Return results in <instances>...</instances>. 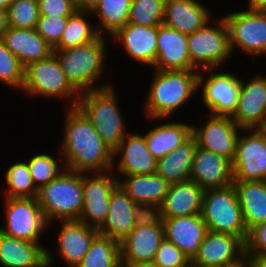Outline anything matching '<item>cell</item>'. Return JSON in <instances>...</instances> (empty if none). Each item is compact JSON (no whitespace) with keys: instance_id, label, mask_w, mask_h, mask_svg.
<instances>
[{"instance_id":"cell-1","label":"cell","mask_w":266,"mask_h":267,"mask_svg":"<svg viewBox=\"0 0 266 267\" xmlns=\"http://www.w3.org/2000/svg\"><path fill=\"white\" fill-rule=\"evenodd\" d=\"M64 168L79 173L113 170V151L78 107H68L64 120Z\"/></svg>"},{"instance_id":"cell-2","label":"cell","mask_w":266,"mask_h":267,"mask_svg":"<svg viewBox=\"0 0 266 267\" xmlns=\"http://www.w3.org/2000/svg\"><path fill=\"white\" fill-rule=\"evenodd\" d=\"M198 71V72H196ZM199 70H154V77L145 101L148 119L161 121L175 113L198 91Z\"/></svg>"},{"instance_id":"cell-3","label":"cell","mask_w":266,"mask_h":267,"mask_svg":"<svg viewBox=\"0 0 266 267\" xmlns=\"http://www.w3.org/2000/svg\"><path fill=\"white\" fill-rule=\"evenodd\" d=\"M106 45L105 36L99 35L95 40L81 46L53 49L68 81L80 94L110 86L95 84L105 66Z\"/></svg>"},{"instance_id":"cell-4","label":"cell","mask_w":266,"mask_h":267,"mask_svg":"<svg viewBox=\"0 0 266 267\" xmlns=\"http://www.w3.org/2000/svg\"><path fill=\"white\" fill-rule=\"evenodd\" d=\"M38 190L37 200L46 221L79 220L83 208V173L66 168Z\"/></svg>"},{"instance_id":"cell-5","label":"cell","mask_w":266,"mask_h":267,"mask_svg":"<svg viewBox=\"0 0 266 267\" xmlns=\"http://www.w3.org/2000/svg\"><path fill=\"white\" fill-rule=\"evenodd\" d=\"M115 93L112 86L87 91L80 94L77 104L112 151L129 134Z\"/></svg>"},{"instance_id":"cell-6","label":"cell","mask_w":266,"mask_h":267,"mask_svg":"<svg viewBox=\"0 0 266 267\" xmlns=\"http://www.w3.org/2000/svg\"><path fill=\"white\" fill-rule=\"evenodd\" d=\"M201 216L207 230L234 235L245 243L248 230L234 184L205 190Z\"/></svg>"},{"instance_id":"cell-7","label":"cell","mask_w":266,"mask_h":267,"mask_svg":"<svg viewBox=\"0 0 266 267\" xmlns=\"http://www.w3.org/2000/svg\"><path fill=\"white\" fill-rule=\"evenodd\" d=\"M23 91L29 96L64 98L68 107H77L80 93L70 84L57 56L52 53L46 59L31 63L25 68ZM78 94V95H77ZM72 98V99H71ZM75 98V99H74Z\"/></svg>"},{"instance_id":"cell-8","label":"cell","mask_w":266,"mask_h":267,"mask_svg":"<svg viewBox=\"0 0 266 267\" xmlns=\"http://www.w3.org/2000/svg\"><path fill=\"white\" fill-rule=\"evenodd\" d=\"M210 23L211 20L188 35L190 62L198 70L202 67L215 70L232 54L229 29L224 17L216 19L215 26Z\"/></svg>"},{"instance_id":"cell-9","label":"cell","mask_w":266,"mask_h":267,"mask_svg":"<svg viewBox=\"0 0 266 267\" xmlns=\"http://www.w3.org/2000/svg\"><path fill=\"white\" fill-rule=\"evenodd\" d=\"M5 228L0 231L17 239L39 243L40 234L48 229L37 197L5 198Z\"/></svg>"},{"instance_id":"cell-10","label":"cell","mask_w":266,"mask_h":267,"mask_svg":"<svg viewBox=\"0 0 266 267\" xmlns=\"http://www.w3.org/2000/svg\"><path fill=\"white\" fill-rule=\"evenodd\" d=\"M204 71L209 74L206 80L200 71L198 76V89L203 88L202 102L211 115L231 117L238 105L241 79L228 72L214 73L213 69Z\"/></svg>"},{"instance_id":"cell-11","label":"cell","mask_w":266,"mask_h":267,"mask_svg":"<svg viewBox=\"0 0 266 267\" xmlns=\"http://www.w3.org/2000/svg\"><path fill=\"white\" fill-rule=\"evenodd\" d=\"M239 135L232 162L233 181L266 180V135L261 128L243 129Z\"/></svg>"},{"instance_id":"cell-12","label":"cell","mask_w":266,"mask_h":267,"mask_svg":"<svg viewBox=\"0 0 266 267\" xmlns=\"http://www.w3.org/2000/svg\"><path fill=\"white\" fill-rule=\"evenodd\" d=\"M223 17L229 29L231 52L237 46L254 56L266 54V11L247 9Z\"/></svg>"},{"instance_id":"cell-13","label":"cell","mask_w":266,"mask_h":267,"mask_svg":"<svg viewBox=\"0 0 266 267\" xmlns=\"http://www.w3.org/2000/svg\"><path fill=\"white\" fill-rule=\"evenodd\" d=\"M112 173L116 172H94L93 177L83 173V208L79 221L97 230L107 218L111 193L118 184V176Z\"/></svg>"},{"instance_id":"cell-14","label":"cell","mask_w":266,"mask_h":267,"mask_svg":"<svg viewBox=\"0 0 266 267\" xmlns=\"http://www.w3.org/2000/svg\"><path fill=\"white\" fill-rule=\"evenodd\" d=\"M242 130L230 116L211 115L200 128L192 126V135L197 146L219 154L232 163L236 155L238 132Z\"/></svg>"},{"instance_id":"cell-15","label":"cell","mask_w":266,"mask_h":267,"mask_svg":"<svg viewBox=\"0 0 266 267\" xmlns=\"http://www.w3.org/2000/svg\"><path fill=\"white\" fill-rule=\"evenodd\" d=\"M245 257V243L231 234L207 231L191 265L198 267H226Z\"/></svg>"},{"instance_id":"cell-16","label":"cell","mask_w":266,"mask_h":267,"mask_svg":"<svg viewBox=\"0 0 266 267\" xmlns=\"http://www.w3.org/2000/svg\"><path fill=\"white\" fill-rule=\"evenodd\" d=\"M243 83L237 108L231 116L241 129L262 128L266 125V76H258Z\"/></svg>"},{"instance_id":"cell-17","label":"cell","mask_w":266,"mask_h":267,"mask_svg":"<svg viewBox=\"0 0 266 267\" xmlns=\"http://www.w3.org/2000/svg\"><path fill=\"white\" fill-rule=\"evenodd\" d=\"M165 239L163 221L160 224L135 227L120 243L122 267L153 262L161 242Z\"/></svg>"},{"instance_id":"cell-18","label":"cell","mask_w":266,"mask_h":267,"mask_svg":"<svg viewBox=\"0 0 266 267\" xmlns=\"http://www.w3.org/2000/svg\"><path fill=\"white\" fill-rule=\"evenodd\" d=\"M55 259L50 250L0 231V265L3 267H51Z\"/></svg>"},{"instance_id":"cell-19","label":"cell","mask_w":266,"mask_h":267,"mask_svg":"<svg viewBox=\"0 0 266 267\" xmlns=\"http://www.w3.org/2000/svg\"><path fill=\"white\" fill-rule=\"evenodd\" d=\"M120 160L112 169L118 176L130 174H152L157 171V159L148 150L144 135L129 133L113 151V161ZM116 165V166H115ZM116 168V169H115Z\"/></svg>"},{"instance_id":"cell-20","label":"cell","mask_w":266,"mask_h":267,"mask_svg":"<svg viewBox=\"0 0 266 267\" xmlns=\"http://www.w3.org/2000/svg\"><path fill=\"white\" fill-rule=\"evenodd\" d=\"M190 180L204 190L228 187L234 182L232 163L219 154L197 146Z\"/></svg>"},{"instance_id":"cell-21","label":"cell","mask_w":266,"mask_h":267,"mask_svg":"<svg viewBox=\"0 0 266 267\" xmlns=\"http://www.w3.org/2000/svg\"><path fill=\"white\" fill-rule=\"evenodd\" d=\"M154 70L173 71L195 69L190 62L188 35L163 23L158 26L157 58Z\"/></svg>"},{"instance_id":"cell-22","label":"cell","mask_w":266,"mask_h":267,"mask_svg":"<svg viewBox=\"0 0 266 267\" xmlns=\"http://www.w3.org/2000/svg\"><path fill=\"white\" fill-rule=\"evenodd\" d=\"M113 39L124 46L125 53L141 65L154 66L157 58L158 26L127 23Z\"/></svg>"},{"instance_id":"cell-23","label":"cell","mask_w":266,"mask_h":267,"mask_svg":"<svg viewBox=\"0 0 266 267\" xmlns=\"http://www.w3.org/2000/svg\"><path fill=\"white\" fill-rule=\"evenodd\" d=\"M162 219L165 239L176 245L192 261L208 231L201 214Z\"/></svg>"},{"instance_id":"cell-24","label":"cell","mask_w":266,"mask_h":267,"mask_svg":"<svg viewBox=\"0 0 266 267\" xmlns=\"http://www.w3.org/2000/svg\"><path fill=\"white\" fill-rule=\"evenodd\" d=\"M58 255L69 267H77L90 249L98 230L79 220H61Z\"/></svg>"},{"instance_id":"cell-25","label":"cell","mask_w":266,"mask_h":267,"mask_svg":"<svg viewBox=\"0 0 266 267\" xmlns=\"http://www.w3.org/2000/svg\"><path fill=\"white\" fill-rule=\"evenodd\" d=\"M136 203L118 183L111 193L109 212L99 234L108 236L119 243L135 228L134 207Z\"/></svg>"},{"instance_id":"cell-26","label":"cell","mask_w":266,"mask_h":267,"mask_svg":"<svg viewBox=\"0 0 266 267\" xmlns=\"http://www.w3.org/2000/svg\"><path fill=\"white\" fill-rule=\"evenodd\" d=\"M205 190L195 181L171 183L160 206L162 218L201 214Z\"/></svg>"},{"instance_id":"cell-27","label":"cell","mask_w":266,"mask_h":267,"mask_svg":"<svg viewBox=\"0 0 266 267\" xmlns=\"http://www.w3.org/2000/svg\"><path fill=\"white\" fill-rule=\"evenodd\" d=\"M211 14L198 0H165L163 24L190 35L210 21Z\"/></svg>"},{"instance_id":"cell-28","label":"cell","mask_w":266,"mask_h":267,"mask_svg":"<svg viewBox=\"0 0 266 267\" xmlns=\"http://www.w3.org/2000/svg\"><path fill=\"white\" fill-rule=\"evenodd\" d=\"M1 38L25 68L33 62L46 59L53 53V48L35 28L8 27Z\"/></svg>"},{"instance_id":"cell-29","label":"cell","mask_w":266,"mask_h":267,"mask_svg":"<svg viewBox=\"0 0 266 267\" xmlns=\"http://www.w3.org/2000/svg\"><path fill=\"white\" fill-rule=\"evenodd\" d=\"M123 176L118 183L136 204L162 205L170 184L157 172Z\"/></svg>"},{"instance_id":"cell-30","label":"cell","mask_w":266,"mask_h":267,"mask_svg":"<svg viewBox=\"0 0 266 267\" xmlns=\"http://www.w3.org/2000/svg\"><path fill=\"white\" fill-rule=\"evenodd\" d=\"M247 230L266 222V180L233 182Z\"/></svg>"},{"instance_id":"cell-31","label":"cell","mask_w":266,"mask_h":267,"mask_svg":"<svg viewBox=\"0 0 266 267\" xmlns=\"http://www.w3.org/2000/svg\"><path fill=\"white\" fill-rule=\"evenodd\" d=\"M197 142L191 135L178 148L157 160V173L169 184L190 180Z\"/></svg>"},{"instance_id":"cell-32","label":"cell","mask_w":266,"mask_h":267,"mask_svg":"<svg viewBox=\"0 0 266 267\" xmlns=\"http://www.w3.org/2000/svg\"><path fill=\"white\" fill-rule=\"evenodd\" d=\"M192 135V125L167 122L144 134L148 150L158 160L178 148Z\"/></svg>"},{"instance_id":"cell-33","label":"cell","mask_w":266,"mask_h":267,"mask_svg":"<svg viewBox=\"0 0 266 267\" xmlns=\"http://www.w3.org/2000/svg\"><path fill=\"white\" fill-rule=\"evenodd\" d=\"M130 7L131 0H101L91 12L100 19L101 26L96 27L98 34L104 36L107 32L111 37L124 27L129 20Z\"/></svg>"},{"instance_id":"cell-34","label":"cell","mask_w":266,"mask_h":267,"mask_svg":"<svg viewBox=\"0 0 266 267\" xmlns=\"http://www.w3.org/2000/svg\"><path fill=\"white\" fill-rule=\"evenodd\" d=\"M77 267H122L120 243L98 234Z\"/></svg>"},{"instance_id":"cell-35","label":"cell","mask_w":266,"mask_h":267,"mask_svg":"<svg viewBox=\"0 0 266 267\" xmlns=\"http://www.w3.org/2000/svg\"><path fill=\"white\" fill-rule=\"evenodd\" d=\"M90 14L89 11L76 10L69 16L61 40L54 49L72 48L95 40L99 34L86 19Z\"/></svg>"},{"instance_id":"cell-36","label":"cell","mask_w":266,"mask_h":267,"mask_svg":"<svg viewBox=\"0 0 266 267\" xmlns=\"http://www.w3.org/2000/svg\"><path fill=\"white\" fill-rule=\"evenodd\" d=\"M8 189L3 198H35L38 189L35 187L28 163L16 162L5 174Z\"/></svg>"},{"instance_id":"cell-37","label":"cell","mask_w":266,"mask_h":267,"mask_svg":"<svg viewBox=\"0 0 266 267\" xmlns=\"http://www.w3.org/2000/svg\"><path fill=\"white\" fill-rule=\"evenodd\" d=\"M165 0H131L128 23L159 26L164 19Z\"/></svg>"},{"instance_id":"cell-38","label":"cell","mask_w":266,"mask_h":267,"mask_svg":"<svg viewBox=\"0 0 266 267\" xmlns=\"http://www.w3.org/2000/svg\"><path fill=\"white\" fill-rule=\"evenodd\" d=\"M24 80L25 67L0 38V83L22 90Z\"/></svg>"},{"instance_id":"cell-39","label":"cell","mask_w":266,"mask_h":267,"mask_svg":"<svg viewBox=\"0 0 266 267\" xmlns=\"http://www.w3.org/2000/svg\"><path fill=\"white\" fill-rule=\"evenodd\" d=\"M39 16L37 0H14L7 9L8 27L36 28Z\"/></svg>"},{"instance_id":"cell-40","label":"cell","mask_w":266,"mask_h":267,"mask_svg":"<svg viewBox=\"0 0 266 267\" xmlns=\"http://www.w3.org/2000/svg\"><path fill=\"white\" fill-rule=\"evenodd\" d=\"M27 163L30 168L33 183L38 190L63 172L59 169L58 161L54 159V156L52 157L49 154H36Z\"/></svg>"},{"instance_id":"cell-41","label":"cell","mask_w":266,"mask_h":267,"mask_svg":"<svg viewBox=\"0 0 266 267\" xmlns=\"http://www.w3.org/2000/svg\"><path fill=\"white\" fill-rule=\"evenodd\" d=\"M68 17L40 15L37 22V33L54 49L61 40Z\"/></svg>"},{"instance_id":"cell-42","label":"cell","mask_w":266,"mask_h":267,"mask_svg":"<svg viewBox=\"0 0 266 267\" xmlns=\"http://www.w3.org/2000/svg\"><path fill=\"white\" fill-rule=\"evenodd\" d=\"M153 262L159 267H189V258L172 242L164 239L157 250Z\"/></svg>"},{"instance_id":"cell-43","label":"cell","mask_w":266,"mask_h":267,"mask_svg":"<svg viewBox=\"0 0 266 267\" xmlns=\"http://www.w3.org/2000/svg\"><path fill=\"white\" fill-rule=\"evenodd\" d=\"M40 15L69 17L76 10L74 0H37Z\"/></svg>"},{"instance_id":"cell-44","label":"cell","mask_w":266,"mask_h":267,"mask_svg":"<svg viewBox=\"0 0 266 267\" xmlns=\"http://www.w3.org/2000/svg\"><path fill=\"white\" fill-rule=\"evenodd\" d=\"M135 227L160 224L162 219L160 206L152 204H136L134 207Z\"/></svg>"},{"instance_id":"cell-45","label":"cell","mask_w":266,"mask_h":267,"mask_svg":"<svg viewBox=\"0 0 266 267\" xmlns=\"http://www.w3.org/2000/svg\"><path fill=\"white\" fill-rule=\"evenodd\" d=\"M245 254H266V222L258 224L248 231Z\"/></svg>"},{"instance_id":"cell-46","label":"cell","mask_w":266,"mask_h":267,"mask_svg":"<svg viewBox=\"0 0 266 267\" xmlns=\"http://www.w3.org/2000/svg\"><path fill=\"white\" fill-rule=\"evenodd\" d=\"M249 267H266V254H245Z\"/></svg>"},{"instance_id":"cell-47","label":"cell","mask_w":266,"mask_h":267,"mask_svg":"<svg viewBox=\"0 0 266 267\" xmlns=\"http://www.w3.org/2000/svg\"><path fill=\"white\" fill-rule=\"evenodd\" d=\"M77 10L92 12L101 0H74Z\"/></svg>"},{"instance_id":"cell-48","label":"cell","mask_w":266,"mask_h":267,"mask_svg":"<svg viewBox=\"0 0 266 267\" xmlns=\"http://www.w3.org/2000/svg\"><path fill=\"white\" fill-rule=\"evenodd\" d=\"M248 10L266 11V0H248Z\"/></svg>"},{"instance_id":"cell-49","label":"cell","mask_w":266,"mask_h":267,"mask_svg":"<svg viewBox=\"0 0 266 267\" xmlns=\"http://www.w3.org/2000/svg\"><path fill=\"white\" fill-rule=\"evenodd\" d=\"M8 28L7 9L0 8V38Z\"/></svg>"},{"instance_id":"cell-50","label":"cell","mask_w":266,"mask_h":267,"mask_svg":"<svg viewBox=\"0 0 266 267\" xmlns=\"http://www.w3.org/2000/svg\"><path fill=\"white\" fill-rule=\"evenodd\" d=\"M226 267H249V263L246 259V257H244L243 259H241L239 262L226 266Z\"/></svg>"},{"instance_id":"cell-51","label":"cell","mask_w":266,"mask_h":267,"mask_svg":"<svg viewBox=\"0 0 266 267\" xmlns=\"http://www.w3.org/2000/svg\"><path fill=\"white\" fill-rule=\"evenodd\" d=\"M133 267H159V266L156 265L154 262H143V263L136 264Z\"/></svg>"},{"instance_id":"cell-52","label":"cell","mask_w":266,"mask_h":267,"mask_svg":"<svg viewBox=\"0 0 266 267\" xmlns=\"http://www.w3.org/2000/svg\"><path fill=\"white\" fill-rule=\"evenodd\" d=\"M14 0H0V8L8 9Z\"/></svg>"},{"instance_id":"cell-53","label":"cell","mask_w":266,"mask_h":267,"mask_svg":"<svg viewBox=\"0 0 266 267\" xmlns=\"http://www.w3.org/2000/svg\"><path fill=\"white\" fill-rule=\"evenodd\" d=\"M263 130V132L265 133L266 135V125L264 127L261 128Z\"/></svg>"}]
</instances>
